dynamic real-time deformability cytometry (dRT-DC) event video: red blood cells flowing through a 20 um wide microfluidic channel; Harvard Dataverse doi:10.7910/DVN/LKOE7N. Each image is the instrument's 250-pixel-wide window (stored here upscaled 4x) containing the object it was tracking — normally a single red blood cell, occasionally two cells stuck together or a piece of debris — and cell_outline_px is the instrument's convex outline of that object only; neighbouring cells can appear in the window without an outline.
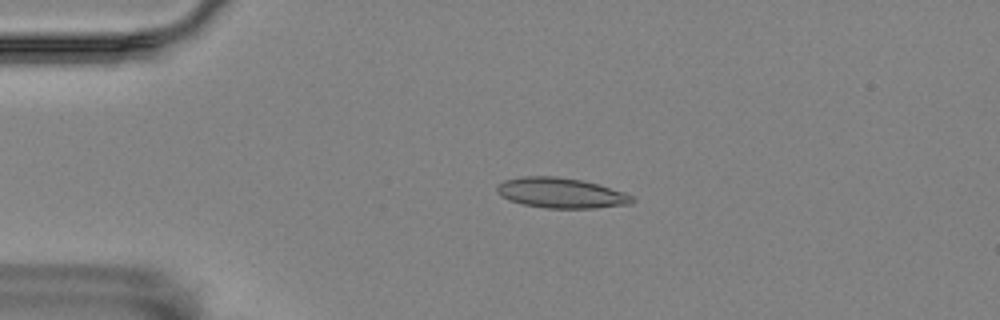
{"species": "Egyptian fruit bat (a non-hibernating species)", "species_latin": "Rousettus aegyptiacus", "temperature_condition": "room temperature", "stored_images_in_passage": 4, "camera_frame_rate_fps": 3000, "um_per_image_px": 0.085, "animal": {"sex": "female"}, "frame": {"image": 1, "passage_image": 3, "time_ms": 0.667, "image_size_px": [1000, 320], "cell_outline_px": [[636, 200], [632, 204], [596, 208], [544, 208], [524, 204], [508, 200], [500, 196], [496, 192], [496, 184], [504, 180], [524, 176], [556, 176], [580, 180], [596, 184], [624, 192], [632, 196]], "centroid_in_image_um": [47.65, 16.4], "position_along_channel_um": 37.3, "area_um2": 23.93}}